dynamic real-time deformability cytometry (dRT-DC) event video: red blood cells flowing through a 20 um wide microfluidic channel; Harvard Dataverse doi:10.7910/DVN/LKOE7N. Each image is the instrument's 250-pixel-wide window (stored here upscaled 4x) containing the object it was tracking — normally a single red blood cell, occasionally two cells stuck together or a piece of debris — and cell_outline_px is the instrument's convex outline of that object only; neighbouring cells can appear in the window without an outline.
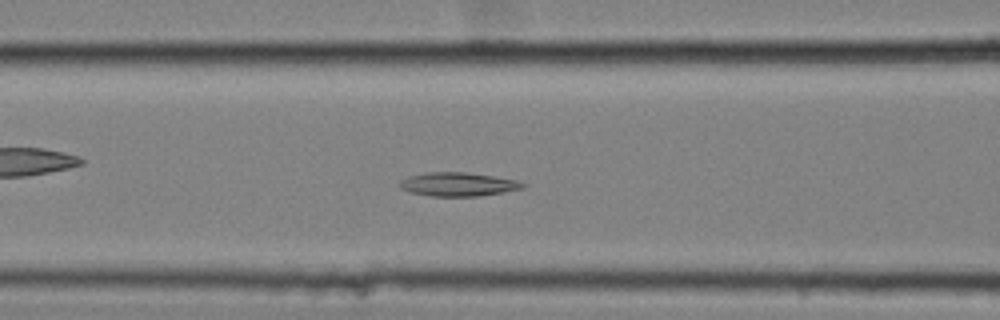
{"species": "common noctule bat (a hibernating species)", "species_latin": "Nyctalus noctula", "temperature_condition": "cold", "stored_images_in_passage": 47, "camera_frame_rate_fps": 3000, "um_per_image_px": 0.085, "animal": {"sex": "female", "body_mass_g": 25.1}, "frame": {"image": 1, "passage_image": 14, "time_ms": 4.333, "image_size_px": [1000, 320], "cell_outline_px": [[528, 184], [524, 188], [504, 192], [480, 196], [432, 196], [412, 192], [400, 188], [396, 184], [400, 180], [408, 176], [424, 172], [464, 172], [496, 176], [516, 180]], "centroid_in_image_um": [38.93, 15.66], "position_along_channel_um": 127.7, "area_um2": 17.22}}
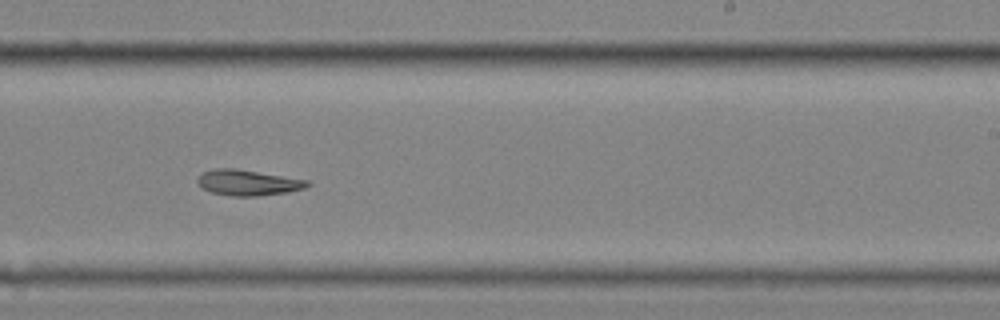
{"frame": {"image": 2, "passage_image": 26, "time_ms": 8.333, "image_size_px": [1000, 320], "cell_outline_px": [[312, 184], [304, 188], [288, 192], [256, 196], [232, 196], [212, 192], [200, 188], [196, 180], [204, 172], [212, 168], [236, 168], [308, 180]], "centroid_in_image_um": [21.06, 15.52], "position_along_channel_um": 267.9, "area_um2": 16.47}}
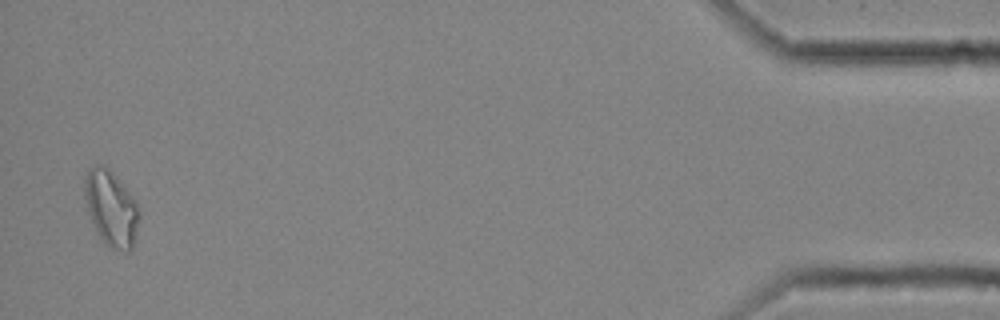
{"frame": {"image": 3, "passage_image": 46, "time_ms": 15.0, "image_size_px": [1000, 320], "cell_outline_px": [[140, 216], [136, 236], [132, 248], [128, 252], [124, 252], [112, 248], [104, 244], [88, 212], [84, 196], [84, 176], [88, 168], [96, 164], [100, 164], [108, 168], [116, 176], [136, 200], [140, 212]], "centroid_in_image_um": [9.46, 17.69], "position_along_channel_um": 425.7, "area_um2": 24.22}}